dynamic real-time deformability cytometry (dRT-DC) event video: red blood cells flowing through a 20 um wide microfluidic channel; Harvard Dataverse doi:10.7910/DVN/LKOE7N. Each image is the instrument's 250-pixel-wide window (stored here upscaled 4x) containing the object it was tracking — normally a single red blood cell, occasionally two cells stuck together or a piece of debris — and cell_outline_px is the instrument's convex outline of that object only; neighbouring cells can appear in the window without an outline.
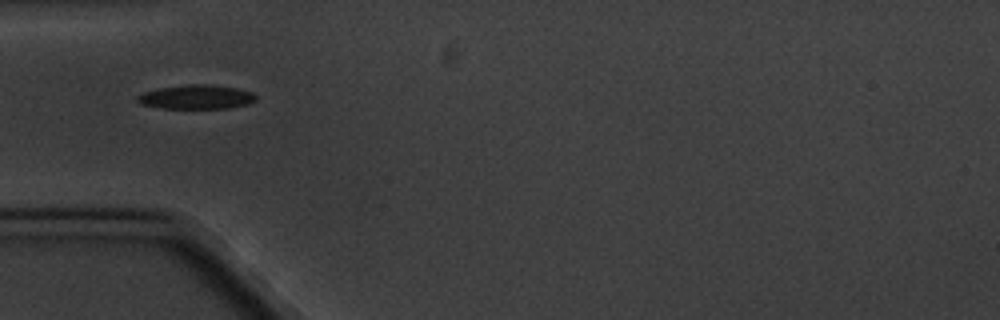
{"species": "common noctule bat (a hibernating species)", "species_latin": "Nyctalus noctula", "temperature_condition": "cold", "stored_images_in_passage": 7, "segment_of_instrument_passage": [2, 2], "camera_frame_rate_fps": 3000, "um_per_image_px": 0.085, "animal": {"sex": "male", "body_mass_g": 20.1, "forearm_length_mm": 53.5}, "frame": {"image": 1, "passage_image": 5, "time_ms": 5.667, "image_size_px": [1000, 320], "cell_outline_px": [[256, 100], [248, 104], [228, 108], [164, 108], [140, 104], [136, 100], [136, 96], [144, 92], [160, 88], [188, 84], [212, 84], [236, 88], [252, 92], [256, 96]], "centroid_in_image_um": [16.69, 8.24], "position_along_channel_um": 68.3, "area_um2": 16.65}}